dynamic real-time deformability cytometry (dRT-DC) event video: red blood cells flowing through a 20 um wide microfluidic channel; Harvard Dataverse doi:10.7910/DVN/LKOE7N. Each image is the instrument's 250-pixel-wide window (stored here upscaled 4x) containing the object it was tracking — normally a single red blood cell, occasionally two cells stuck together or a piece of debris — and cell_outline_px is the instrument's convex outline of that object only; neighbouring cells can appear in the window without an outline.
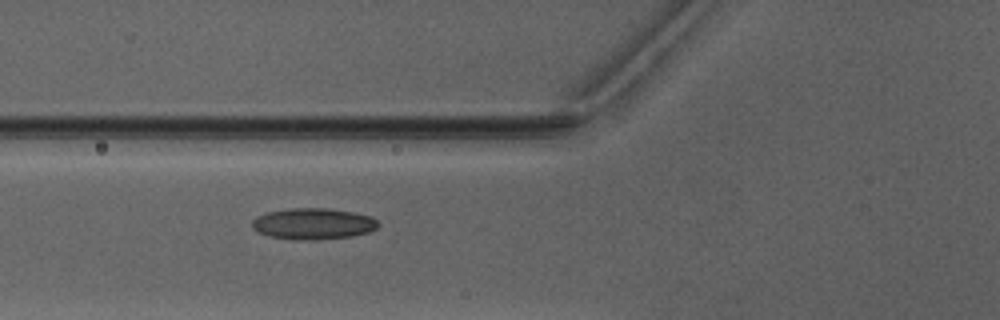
{"species": "Egyptian fruit bat (a non-hibernating species)", "species_latin": "Rousettus aegyptiacus", "temperature_condition": "warm", "stored_images_in_passage": 4, "camera_frame_rate_fps": 3000, "um_per_image_px": 0.085, "animal": {"sex": "male"}, "frame": {"image": 1, "passage_image": 4, "time_ms": 3.667, "image_size_px": [1000, 320], "cell_outline_px": [[380, 224], [376, 228], [368, 232], [352, 236], [312, 240], [296, 240], [268, 236], [256, 232], [252, 228], [252, 220], [256, 216], [268, 212], [288, 208], [328, 208], [352, 212], [372, 216]], "centroid_in_image_um": [26.59, 19.02], "position_along_channel_um": 99.2, "area_um2": 23.12}}